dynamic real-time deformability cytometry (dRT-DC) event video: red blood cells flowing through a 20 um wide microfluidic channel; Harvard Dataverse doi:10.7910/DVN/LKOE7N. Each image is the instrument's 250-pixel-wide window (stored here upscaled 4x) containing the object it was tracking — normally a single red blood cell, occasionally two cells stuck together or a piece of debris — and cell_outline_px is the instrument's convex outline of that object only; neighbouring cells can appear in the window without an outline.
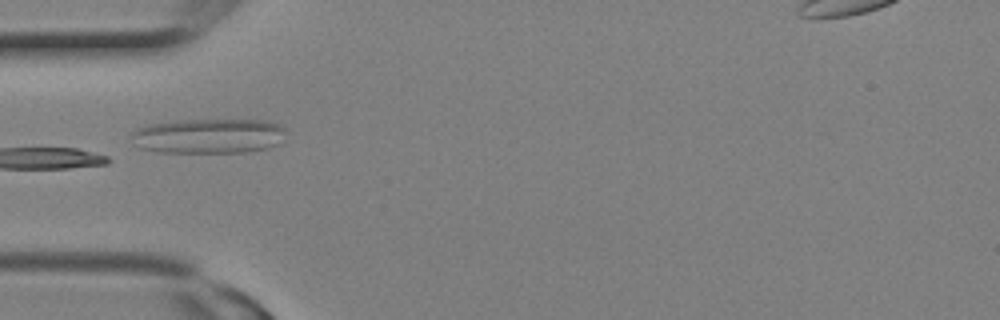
{"species": "Egyptian fruit bat (a non-hibernating species)", "species_latin": "Rousettus aegyptiacus", "temperature_condition": "room temperature", "stored_images_in_passage": 22, "segment_of_instrument_passage": [1, 3], "camera_frame_rate_fps": 3000, "um_per_image_px": 0.085, "animal": {"sex": "female"}, "frame": {"image": 1, "passage_image": 4, "time_ms": 1.0, "image_size_px": [1000, 320], "cell_outline_px": [[284, 128], [276, 144], [268, 148], [244, 152], [156, 152], [140, 148], [132, 144], [132, 132], [136, 128], [148, 124], [176, 120], [268, 120], [280, 124]], "centroid_in_image_um": [17.64, 11.55], "position_along_channel_um": 67.4, "area_um2": 31.39}}